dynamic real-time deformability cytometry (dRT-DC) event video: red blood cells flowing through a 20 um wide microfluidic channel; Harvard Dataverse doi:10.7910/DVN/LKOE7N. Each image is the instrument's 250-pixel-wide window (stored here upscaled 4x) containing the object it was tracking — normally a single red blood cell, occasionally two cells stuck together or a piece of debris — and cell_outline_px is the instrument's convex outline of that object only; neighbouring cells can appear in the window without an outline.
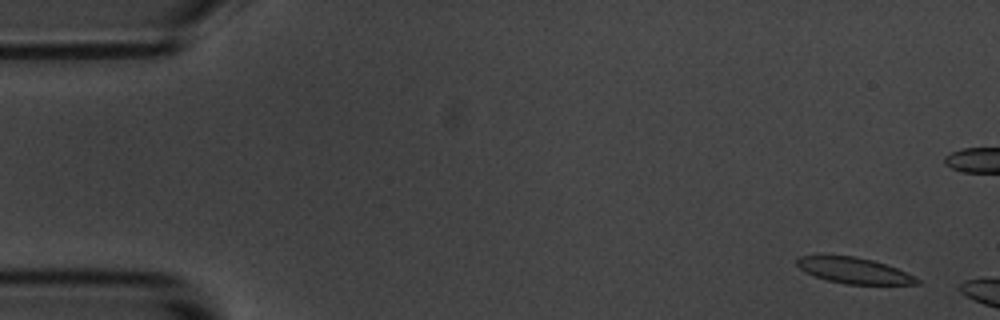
{"species": "common noctule bat (a hibernating species)", "species_latin": "Nyctalus noctula", "temperature_condition": "room temperature", "stored_images_in_passage": 3, "camera_frame_rate_fps": 3000, "um_per_image_px": 0.085, "animal": {"sex": "male", "body_mass_g": 20.1, "forearm_length_mm": 53.5}, "frame": {"image": 1, "passage_image": 1, "time_ms": 0.0, "image_size_px": [1000, 320], "cell_outline_px": [[920, 284], [844, 284], [828, 280], [804, 272], [796, 264], [796, 260], [800, 256], [856, 256], [872, 260], [896, 268], [916, 276], [920, 280]], "centroid_in_image_um": [72.61, 23.0], "position_along_channel_um": 12.4, "area_um2": 17.92}}